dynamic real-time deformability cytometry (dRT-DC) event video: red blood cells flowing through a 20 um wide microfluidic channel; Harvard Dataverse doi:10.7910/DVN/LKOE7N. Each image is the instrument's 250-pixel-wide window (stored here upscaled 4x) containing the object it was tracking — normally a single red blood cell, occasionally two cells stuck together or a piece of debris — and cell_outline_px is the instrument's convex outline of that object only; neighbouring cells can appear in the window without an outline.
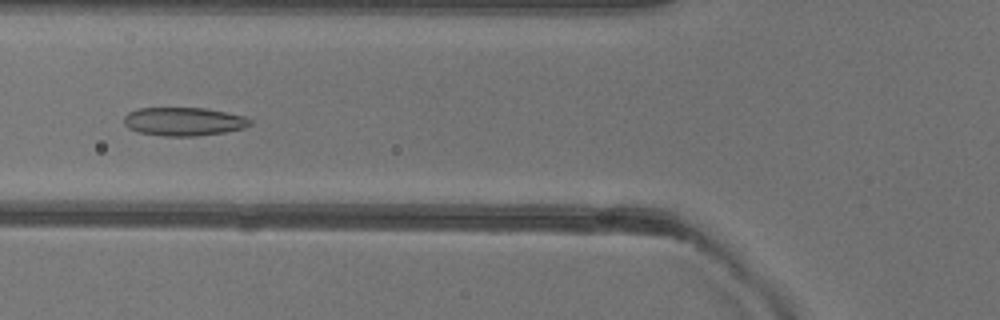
{"species": "common noctule bat (a hibernating species)", "species_latin": "Nyctalus noctula", "temperature_condition": "warm", "stored_images_in_passage": 47, "camera_frame_rate_fps": 3000, "um_per_image_px": 0.085, "animal": {"sex": "female"}, "frame": {"image": 1, "passage_image": 15, "time_ms": 4.667, "image_size_px": [1000, 320], "cell_outline_px": [[252, 124], [244, 128], [224, 132], [196, 136], [164, 136], [140, 132], [128, 128], [124, 124], [124, 116], [128, 112], [140, 108], [204, 108], [244, 116], [252, 120]], "centroid_in_image_um": [15.61, 10.33], "position_along_channel_um": 110.2, "area_um2": 20.81}}
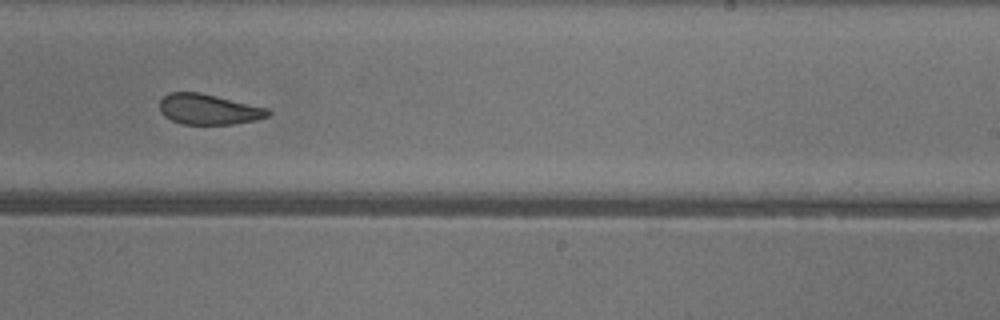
{"frame": {"image": 2, "passage_image": 27, "time_ms": 8.667, "image_size_px": [1000, 320], "cell_outline_px": [[272, 112], [268, 116], [256, 120], [232, 124], [180, 124], [164, 116], [160, 112], [160, 100], [168, 92], [200, 92], [268, 108]], "centroid_in_image_um": [17.72, 9.29], "position_along_channel_um": 271.3, "area_um2": 19.31}}
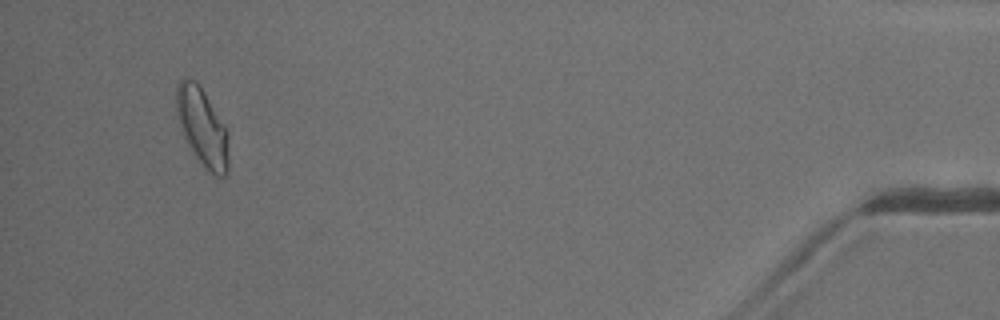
{"frame": {"image": 3, "passage_image": 44, "time_ms": 14.333, "image_size_px": [1000, 320], "cell_outline_px": [[228, 176], [220, 180], [204, 168], [184, 140], [176, 116], [176, 84], [180, 80], [196, 80], [204, 92], [224, 124], [228, 132]], "centroid_in_image_um": [17.2, 10.88], "position_along_channel_um": 418.0, "area_um2": 24.16}, "authors_computed_cell_mechanics": {"area_um2": 21.3282, "velocity_mm_per_s": 4.0217, "shape_relaxation_time_tau1_ms": null, "shape_relaxation_time_tau2_ms": 2.1503, "deformation_change_tau1": null, "deformation_change_tau2": 0.0728}}